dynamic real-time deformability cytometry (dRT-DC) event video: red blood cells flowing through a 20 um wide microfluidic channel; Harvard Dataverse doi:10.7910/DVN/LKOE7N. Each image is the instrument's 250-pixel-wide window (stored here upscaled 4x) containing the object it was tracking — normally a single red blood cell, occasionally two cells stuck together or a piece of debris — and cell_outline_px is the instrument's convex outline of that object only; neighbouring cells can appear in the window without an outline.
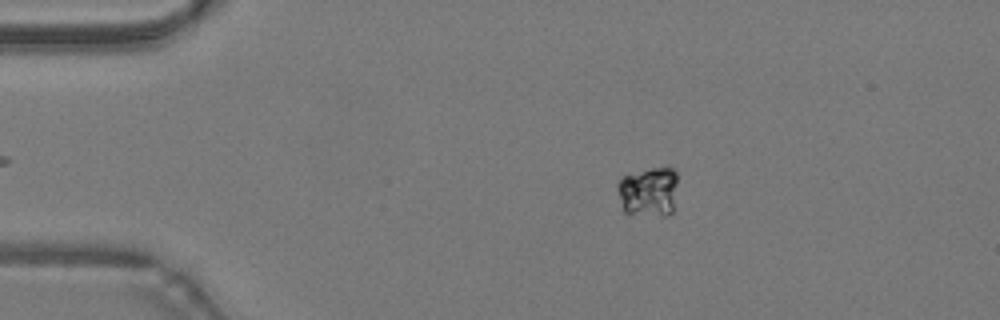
{"species": "common noctule bat (a hibernating species)", "species_latin": "Nyctalus noctula", "temperature_condition": "warm", "stored_images_in_passage": 45, "camera_frame_rate_fps": 3000, "um_per_image_px": 0.085, "animal": {"sex": "male", "body_mass_g": 19.2, "forearm_length_mm": 51.8}, "frame": {"image": 1, "passage_image": 6, "time_ms": 1.667, "image_size_px": [1000, 320], "cell_outline_px": [[676, 184], [672, 212], [668, 216], [660, 216], [624, 212], [616, 188], [616, 184], [624, 176], [652, 168], [672, 168], [676, 172]], "centroid_in_image_um": [55.11, 16.31], "position_along_channel_um": 29.9, "area_um2": 17.22}}
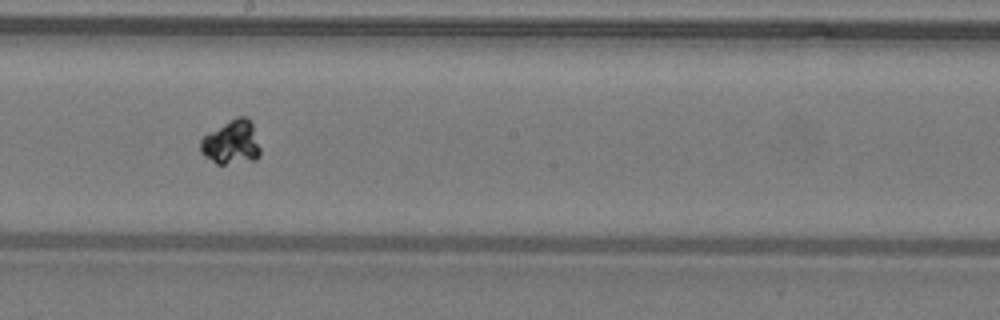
{"frame": {"image": 2, "passage_image": 24, "time_ms": 7.667, "image_size_px": [1000, 320], "cell_outline_px": [[260, 156], [256, 160], [224, 164], [216, 164], [204, 156], [200, 152], [200, 140], [208, 132], [236, 116], [248, 116], [252, 124], [260, 148]], "centroid_in_image_um": [19.67, 12.1], "position_along_channel_um": 228.5, "area_um2": 15.49}}
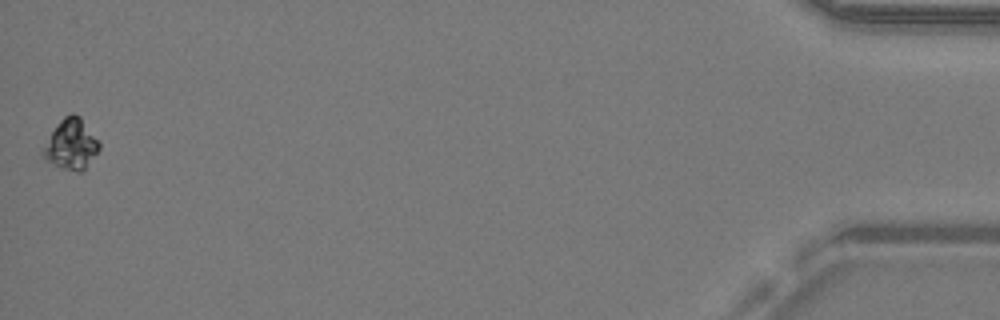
{"frame": {"image": 3, "passage_image": 45, "time_ms": 14.667, "image_size_px": [1000, 320], "cell_outline_px": [[100, 148], [84, 172], [76, 172], [64, 168], [44, 160], [40, 156], [40, 152], [52, 132], [60, 120], [64, 116], [72, 112], [80, 116], [100, 140]], "centroid_in_image_um": [6.07, 12.27], "position_along_channel_um": 429.1, "area_um2": 16.76}}